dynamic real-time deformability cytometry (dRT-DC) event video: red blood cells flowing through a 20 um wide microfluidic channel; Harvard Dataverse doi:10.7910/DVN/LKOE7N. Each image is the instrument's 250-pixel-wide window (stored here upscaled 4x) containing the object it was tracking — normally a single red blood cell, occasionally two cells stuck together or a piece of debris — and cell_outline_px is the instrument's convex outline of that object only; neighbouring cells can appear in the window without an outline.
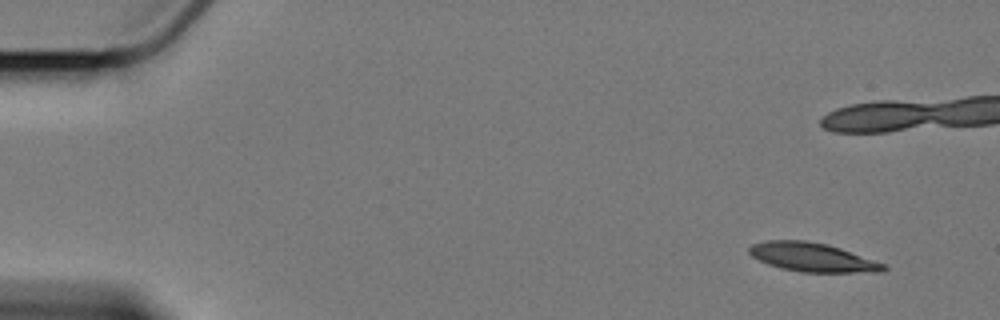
{"species": "Egyptian fruit bat (a non-hibernating species)", "species_latin": "Rousettus aegyptiacus", "temperature_condition": "cold", "stored_images_in_passage": 8, "camera_frame_rate_fps": 3000, "um_per_image_px": 0.085, "animal": {"sex": "female"}, "frame": {"image": 1, "passage_image": 1, "time_ms": 0.0, "image_size_px": [1000, 320], "cell_outline_px": [[888, 268], [884, 272], [804, 272], [780, 268], [768, 264], [752, 256], [748, 252], [748, 248], [752, 244], [764, 240], [804, 240], [828, 244], [888, 264]], "centroid_in_image_um": [69.09, 21.86], "position_along_channel_um": 15.9, "area_um2": 22.77}}